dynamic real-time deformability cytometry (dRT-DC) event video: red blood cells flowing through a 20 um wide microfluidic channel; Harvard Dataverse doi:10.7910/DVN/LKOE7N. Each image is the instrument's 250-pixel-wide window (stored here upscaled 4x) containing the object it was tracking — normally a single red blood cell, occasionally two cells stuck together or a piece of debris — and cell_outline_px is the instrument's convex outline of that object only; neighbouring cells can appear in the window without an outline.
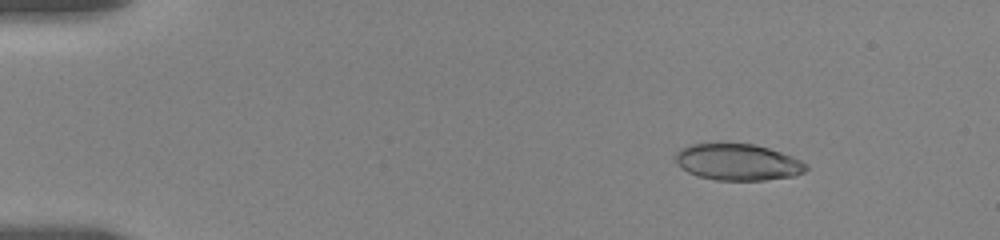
{"species": "human", "species_latin": "Homo sapiens", "temperature_condition": "room temperature", "stored_images_in_passage": 32, "camera_frame_rate_fps": 3000, "um_per_image_px": 0.085, "donor": {"sex": "female"}, "frame": {"image": 1, "passage_image": 6, "time_ms": 2.0, "image_size_px": [1000, 240], "cell_outline_px": [[808, 168], [804, 172], [796, 176], [764, 180], [716, 180], [700, 176], [688, 172], [680, 168], [676, 164], [676, 152], [680, 148], [692, 144], [756, 144], [792, 156], [808, 164]], "centroid_in_image_um": [62.73, 13.79], "position_along_channel_um": 22.3, "area_um2": 27.74}}
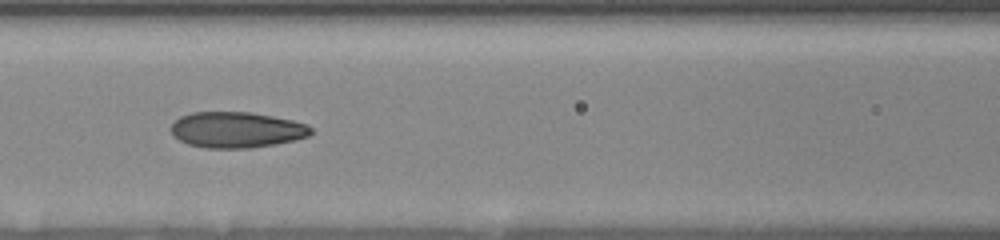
{"frame": {"image": 2, "passage_image": 21, "time_ms": 8.0, "image_size_px": [1000, 240], "cell_outline_px": [[312, 132], [308, 136], [296, 140], [276, 144], [252, 148], [204, 148], [188, 144], [172, 136], [172, 124], [180, 116], [192, 112], [252, 112], [292, 120], [308, 124], [312, 128]], "centroid_in_image_um": [20.12, 11.04], "position_along_channel_um": 146.5, "area_um2": 29.42}}
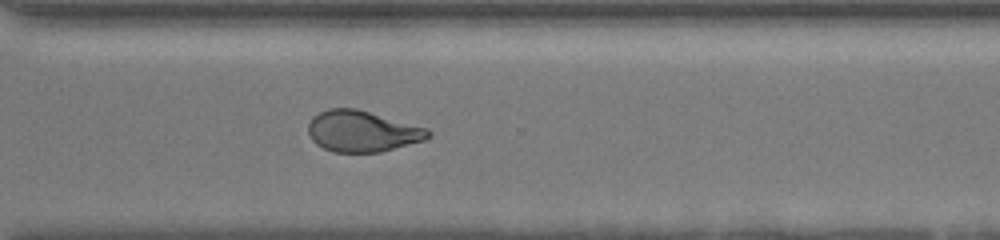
{"frame": {"image": 3, "passage_image": 32, "time_ms": 13.333, "image_size_px": [1000, 240], "cell_outline_px": [[432, 136], [424, 140], [380, 152], [332, 152], [316, 144], [312, 140], [308, 132], [308, 124], [312, 116], [328, 108], [356, 108], [428, 128], [432, 132]], "centroid_in_image_um": [30.79, 11.15], "position_along_channel_um": 339.8, "area_um2": 28.84}}